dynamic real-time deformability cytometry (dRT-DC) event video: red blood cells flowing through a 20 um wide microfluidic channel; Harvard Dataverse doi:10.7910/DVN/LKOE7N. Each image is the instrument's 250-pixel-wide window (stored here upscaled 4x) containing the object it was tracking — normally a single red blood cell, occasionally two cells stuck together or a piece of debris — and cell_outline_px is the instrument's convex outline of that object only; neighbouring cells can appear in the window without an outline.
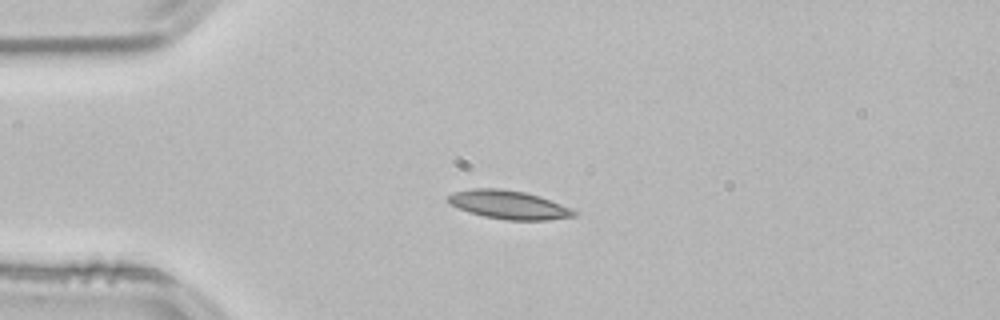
{"species": "common noctule bat (a hibernating species)", "species_latin": "Nyctalus noctula", "temperature_condition": "room temperature", "stored_images_in_passage": 41, "camera_frame_rate_fps": 3000, "um_per_image_px": 0.085, "animal": {"sex": "male", "body_mass_g": 21.5, "forearm_length_mm": 52.0}, "frame": {"image": 1, "passage_image": 1, "time_ms": 0.0, "image_size_px": [1000, 320], "cell_outline_px": [[576, 216], [548, 220], [508, 220], [484, 216], [460, 208], [444, 200], [452, 192], [472, 188], [500, 188], [524, 192], [560, 204], [576, 212]], "centroid_in_image_um": [43.19, 17.4], "position_along_channel_um": 41.8, "area_um2": 20.52}}
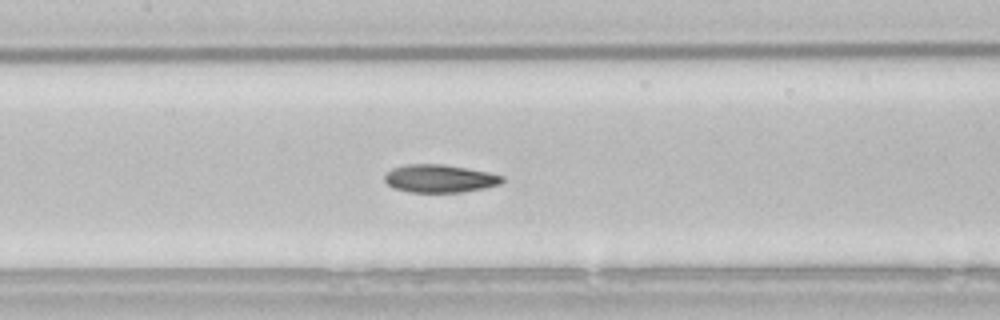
{"frame": {"image": 2, "passage_image": 13, "time_ms": 4.0, "image_size_px": [1000, 320], "cell_outline_px": [[504, 180], [500, 184], [484, 188], [464, 192], [408, 192], [392, 188], [384, 180], [384, 176], [392, 168], [408, 164], [444, 164], [488, 172], [504, 176]], "centroid_in_image_um": [37.37, 15.18], "position_along_channel_um": 170.0, "area_um2": 19.19}}
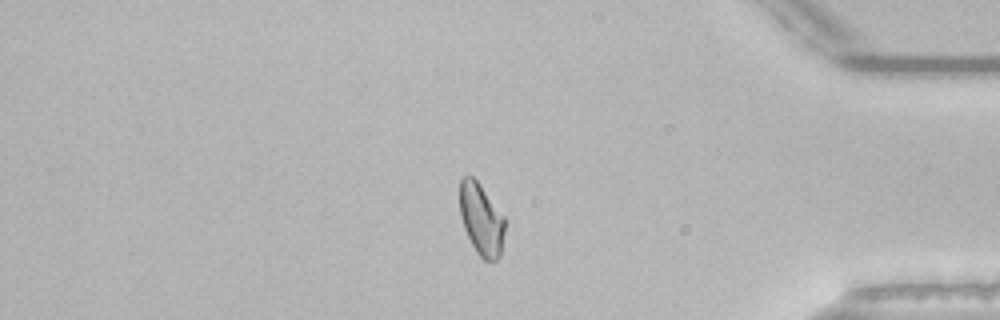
{"frame": {"image": 3, "passage_image": 33, "time_ms": 10.667, "image_size_px": [1000, 320], "cell_outline_px": [[504, 232], [500, 256], [496, 260], [484, 260], [476, 252], [464, 228], [460, 216], [460, 180], [464, 176], [472, 176], [480, 184], [504, 216]], "centroid_in_image_um": [40.9, 18.64], "position_along_channel_um": 394.3, "area_um2": 18.67}, "authors_computed_cell_mechanics": {"area_um2": 19.4208, "velocity_mm_per_s": 3.82, "shape_relaxation_time_tau1_ms": 8.2487, "shape_relaxation_time_tau2_ms": 2.0496, "deformation_change_tau1": 0.1889, "deformation_change_tau2": 0.0836}}